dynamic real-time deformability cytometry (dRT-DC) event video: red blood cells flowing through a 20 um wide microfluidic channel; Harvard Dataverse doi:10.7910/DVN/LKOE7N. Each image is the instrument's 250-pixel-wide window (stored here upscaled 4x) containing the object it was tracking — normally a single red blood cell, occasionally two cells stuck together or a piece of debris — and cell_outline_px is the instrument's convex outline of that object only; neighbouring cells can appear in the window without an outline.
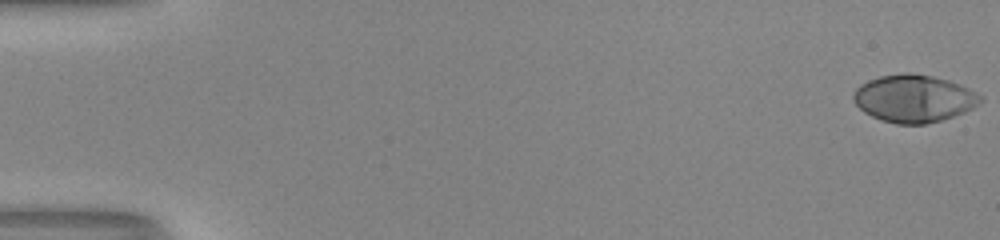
{"species": "human", "species_latin": "Homo sapiens", "temperature_condition": "room temperature", "stored_images_in_passage": 54, "camera_frame_rate_fps": 3000, "um_per_image_px": 0.085, "donor": {"sex": "male"}, "frame": {"image": 1, "passage_image": 1, "time_ms": 0.0, "image_size_px": [1000, 240], "cell_outline_px": [[984, 100], [972, 108], [964, 112], [940, 120], [924, 124], [896, 124], [880, 120], [864, 112], [852, 100], [852, 96], [856, 88], [860, 84], [868, 80], [880, 76], [904, 72], [912, 72], [932, 76], [948, 80], [960, 84], [984, 96]], "centroid_in_image_um": [77.67, 8.36], "position_along_channel_um": 7.3, "area_um2": 35.32}}
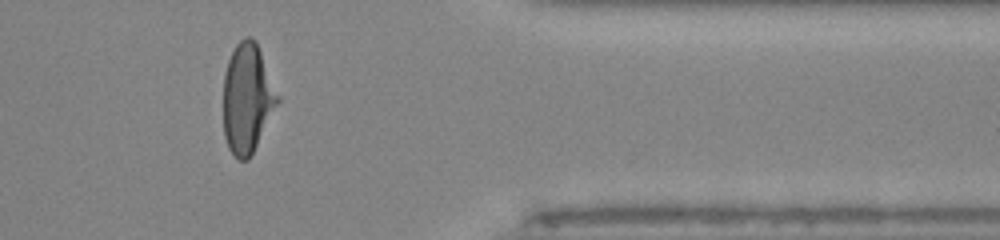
{"frame": {"image": 2, "passage_image": 45, "time_ms": 14.667, "image_size_px": [1000, 240], "cell_outline_px": [[280, 100], [248, 160], [240, 160], [228, 148], [224, 136], [224, 72], [228, 60], [236, 44], [244, 36], [252, 36], [256, 40], [280, 96]], "centroid_in_image_um": [21.03, 8.31], "position_along_channel_um": 390.4, "area_um2": 34.56}}
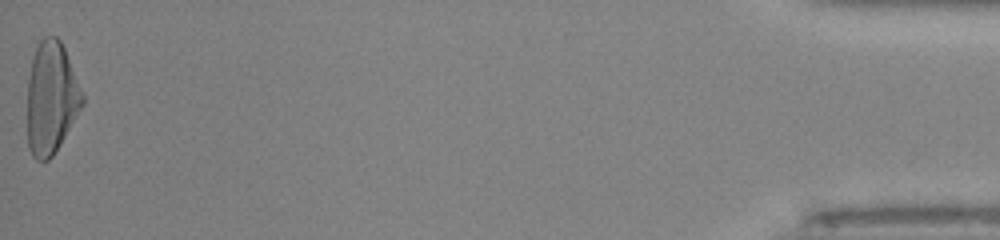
{"frame": {"image": 3, "passage_image": 54, "time_ms": 17.667, "image_size_px": [1000, 240], "cell_outline_px": [[84, 104], [60, 144], [52, 156], [48, 160], [36, 160], [32, 156], [28, 148], [28, 80], [32, 56], [40, 40], [44, 36], [56, 36], [60, 40], [64, 48], [84, 96]], "centroid_in_image_um": [4.35, 8.33], "position_along_channel_um": 430.9, "area_um2": 35.84}, "authors_computed_cell_mechanics": {"area_um2": 34.3043, "velocity_mm_per_s": 4.0211, "shape_relaxation_time_tau1_ms": 4.5189, "shape_relaxation_time_tau2_ms": null, "deformation_change_tau1": 0.24, "deformation_change_tau2": null}}